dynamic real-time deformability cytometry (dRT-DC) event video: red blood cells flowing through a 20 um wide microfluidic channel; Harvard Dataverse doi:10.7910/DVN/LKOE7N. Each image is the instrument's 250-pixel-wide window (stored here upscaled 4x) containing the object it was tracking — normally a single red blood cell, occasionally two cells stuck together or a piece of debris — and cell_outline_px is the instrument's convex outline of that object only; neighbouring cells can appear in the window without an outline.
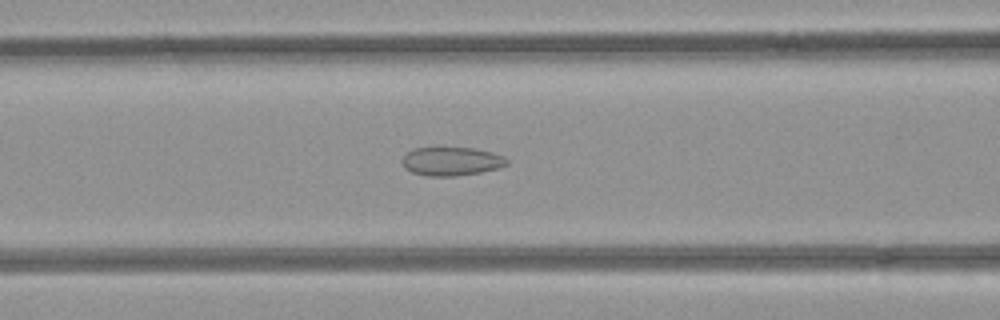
{"species": "common noctule bat (a hibernating species)", "species_latin": "Nyctalus noctula", "temperature_condition": "room temperature", "stored_images_in_passage": 53, "camera_frame_rate_fps": 3000, "um_per_image_px": 0.085, "animal": {"sex": "female", "body_mass_g": 21.9}, "frame": {"image": 1, "passage_image": 21, "time_ms": 6.667, "image_size_px": [1000, 320], "cell_outline_px": [[508, 164], [500, 168], [480, 172], [456, 176], [428, 176], [412, 172], [404, 168], [400, 160], [412, 148], [476, 148], [492, 152], [504, 156], [508, 160]], "centroid_in_image_um": [38.37, 13.71], "position_along_channel_um": 128.2, "area_um2": 17.57}}
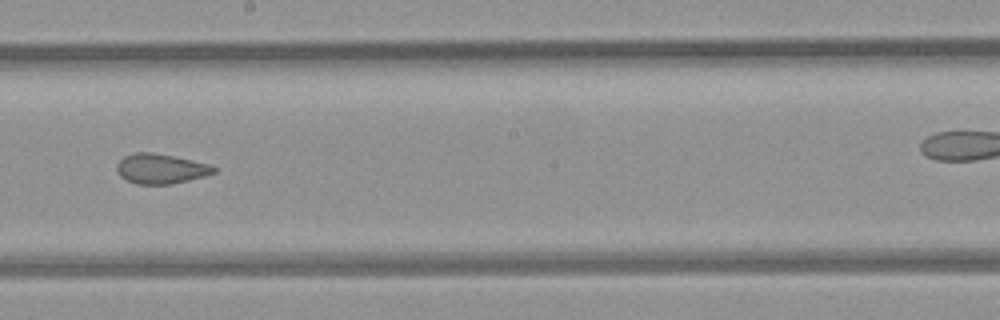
{"frame": {"image": 2, "passage_image": 29, "time_ms": 9.333, "image_size_px": [1000, 320], "cell_outline_px": [[216, 172], [204, 176], [172, 184], [136, 184], [120, 176], [116, 172], [116, 164], [124, 156], [136, 152], [152, 152], [212, 164], [216, 168]], "centroid_in_image_um": [13.66, 14.34], "position_along_channel_um": 234.5, "area_um2": 16.94}}
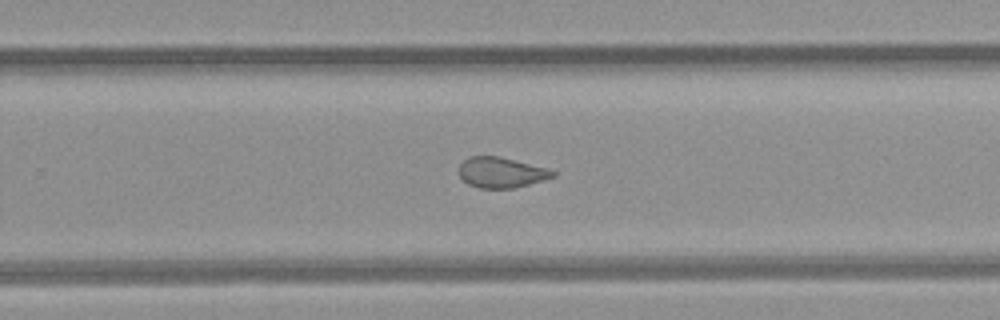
{"frame": {"image": 3, "passage_image": 33, "time_ms": 10.667, "image_size_px": [1000, 320], "cell_outline_px": [[556, 176], [544, 180], [512, 188], [480, 188], [468, 184], [456, 172], [460, 164], [468, 156], [496, 156], [548, 168], [556, 172]], "centroid_in_image_um": [42.58, 14.66], "position_along_channel_um": 287.2, "area_um2": 16.65}, "authors_computed_cell_mechanics": {"area_um2": 20.3456, "velocity_mm_per_s": 3.9754, "shape_relaxation_time_tau1_ms": null, "shape_relaxation_time_tau2_ms": 1.6492, "deformation_change_tau1": null, "deformation_change_tau2": 0.083}}